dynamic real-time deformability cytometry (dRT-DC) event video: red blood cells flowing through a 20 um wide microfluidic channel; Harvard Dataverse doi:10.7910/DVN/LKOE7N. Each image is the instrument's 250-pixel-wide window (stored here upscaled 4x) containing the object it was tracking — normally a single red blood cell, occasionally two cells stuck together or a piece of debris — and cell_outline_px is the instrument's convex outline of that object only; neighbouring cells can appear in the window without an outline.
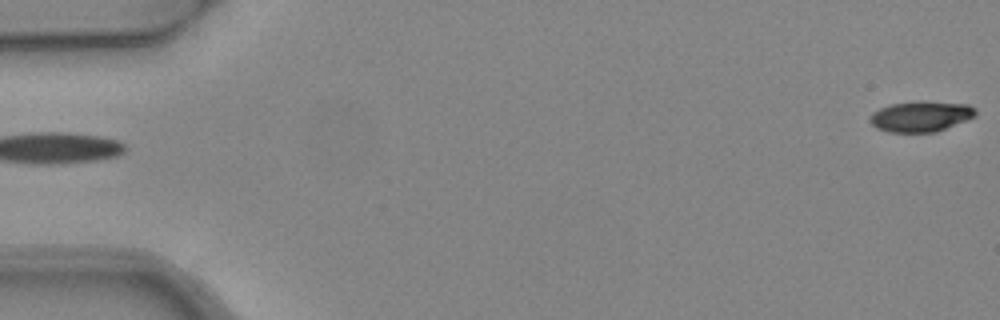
{"species": "common noctule bat (a hibernating species)", "species_latin": "Nyctalus noctula", "temperature_condition": "warm", "stored_images_in_passage": 5, "segment_of_instrument_passage": [2, 2], "camera_frame_rate_fps": 3000, "um_per_image_px": 0.085, "animal": {"sex": "female", "body_mass_g": 24.6, "forearm_length_mm": 56.2}, "frame": {"image": 1, "passage_image": 5, "time_ms": 1.333, "image_size_px": [1000, 320], "cell_outline_px": [[976, 116], [968, 120], [936, 132], [888, 132], [876, 128], [868, 120], [872, 112], [880, 108], [892, 104], [924, 100], [968, 104], [976, 108]], "centroid_in_image_um": [78.29, 9.88], "position_along_channel_um": 6.7, "area_um2": 19.13}}